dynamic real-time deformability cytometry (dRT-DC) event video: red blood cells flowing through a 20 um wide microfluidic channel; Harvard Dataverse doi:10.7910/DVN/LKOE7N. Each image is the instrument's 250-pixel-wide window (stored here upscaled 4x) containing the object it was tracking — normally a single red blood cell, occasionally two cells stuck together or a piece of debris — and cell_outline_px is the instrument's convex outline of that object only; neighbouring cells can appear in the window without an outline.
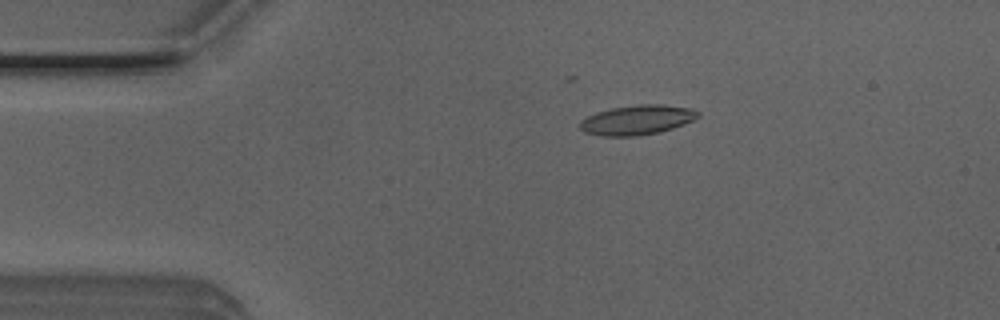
{"species": "Egyptian fruit bat (a non-hibernating species)", "species_latin": "Rousettus aegyptiacus", "temperature_condition": "room temperature", "stored_images_in_passage": 34, "camera_frame_rate_fps": 3000, "um_per_image_px": 0.085, "animal": {"sex": "male"}, "frame": {"image": 1, "passage_image": 2, "time_ms": 0.333, "image_size_px": [1000, 320], "cell_outline_px": [[700, 116], [684, 124], [660, 132], [636, 136], [600, 136], [584, 132], [580, 128], [580, 120], [596, 112], [612, 108], [640, 104], [664, 104], [692, 108], [700, 112]], "centroid_in_image_um": [54.16, 10.19], "position_along_channel_um": 30.8, "area_um2": 20.52}}
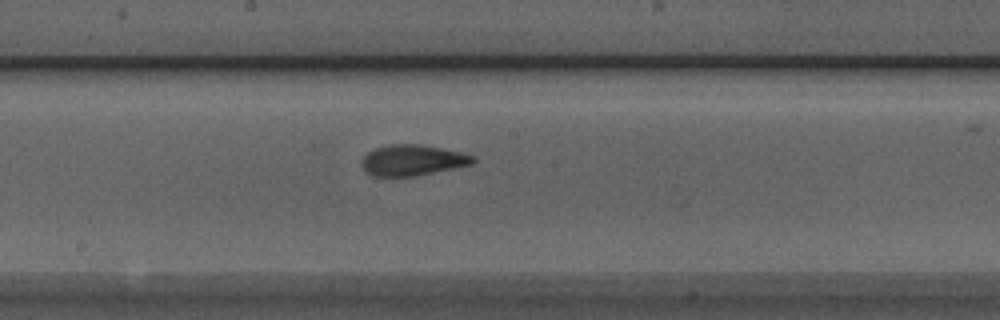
{"frame": {"image": 2, "passage_image": 19, "time_ms": 6.0, "image_size_px": [1000, 320], "cell_outline_px": [[476, 160], [472, 164], [412, 176], [372, 176], [364, 172], [360, 164], [360, 160], [368, 152], [376, 148], [388, 144], [420, 144], [460, 152], [476, 156]], "centroid_in_image_um": [35.0, 13.61], "position_along_channel_um": 213.2, "area_um2": 19.94}}
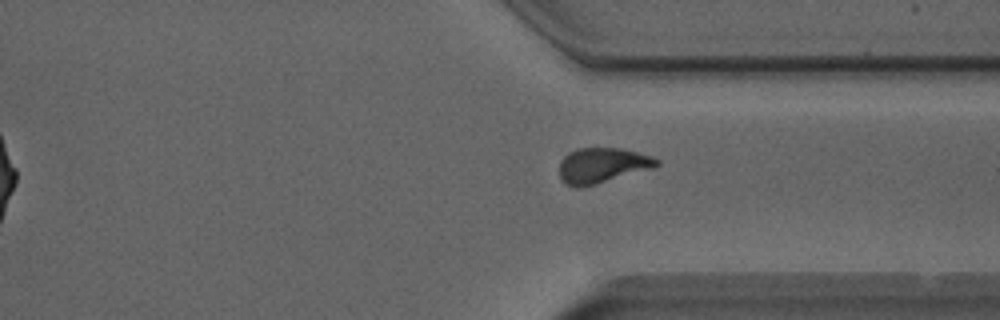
{"frame": {"image": 3, "passage_image": 30, "time_ms": 9.667, "image_size_px": [1000, 320], "cell_outline_px": [[660, 164], [656, 168], [596, 184], [580, 188], [576, 188], [564, 184], [560, 176], [560, 160], [568, 152], [576, 148], [620, 148], [652, 156], [660, 160]], "centroid_in_image_um": [51.2, 14.07], "position_along_channel_um": 360.2, "area_um2": 20.35}}